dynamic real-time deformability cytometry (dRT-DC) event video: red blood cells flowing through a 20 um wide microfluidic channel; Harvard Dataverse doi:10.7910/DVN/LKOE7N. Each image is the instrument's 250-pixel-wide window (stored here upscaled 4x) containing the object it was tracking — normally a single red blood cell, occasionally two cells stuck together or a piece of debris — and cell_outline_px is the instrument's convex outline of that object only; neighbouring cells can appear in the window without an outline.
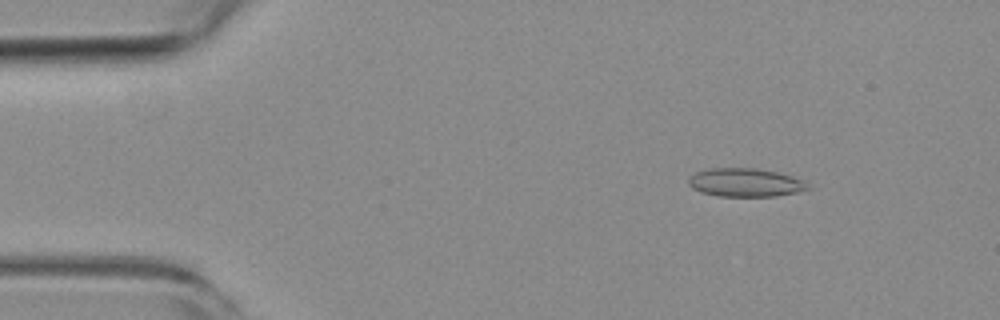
{"species": "common noctule bat (a hibernating species)", "species_latin": "Nyctalus noctula", "temperature_condition": "room temperature", "stored_images_in_passage": 51, "camera_frame_rate_fps": 3000, "um_per_image_px": 0.085, "animal": {"sex": "female", "body_mass_g": 19.3, "forearm_length_mm": 54.1}, "frame": {"image": 1, "passage_image": 5, "time_ms": 1.333, "image_size_px": [1000, 320], "cell_outline_px": [[812, 188], [796, 192], [776, 196], [716, 196], [700, 192], [692, 188], [688, 184], [688, 180], [696, 172], [708, 168], [756, 168], [776, 172], [792, 176], [804, 180]], "centroid_in_image_um": [63.35, 15.52], "position_along_channel_um": 21.6, "area_um2": 19.83}}
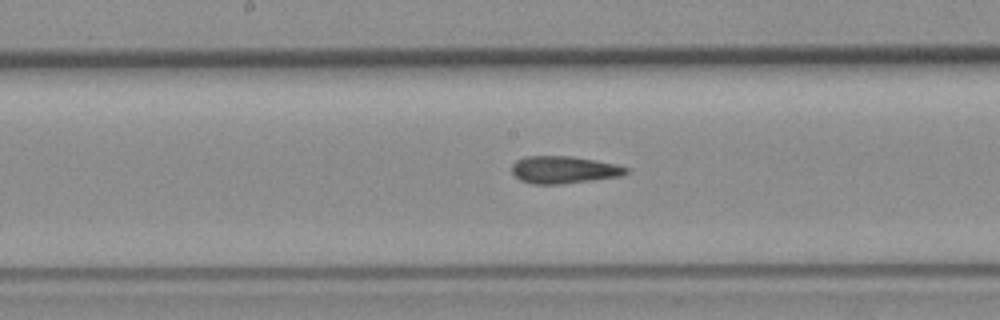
{"frame": {"image": 2, "passage_image": 25, "time_ms": 8.0, "image_size_px": [1000, 320], "cell_outline_px": [[632, 172], [620, 176], [592, 180], [560, 184], [532, 184], [520, 180], [512, 172], [512, 164], [516, 160], [524, 156], [572, 156], [596, 160], [616, 164], [628, 168]], "centroid_in_image_um": [47.94, 14.42], "position_along_channel_um": 200.3, "area_um2": 18.32}}
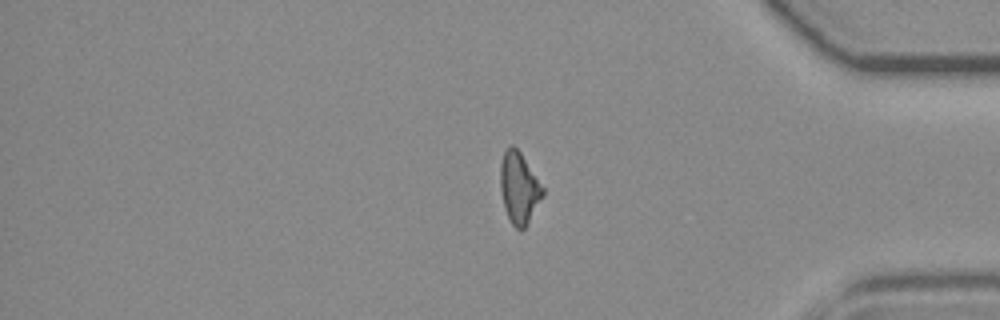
{"frame": {"image": 3, "passage_image": 42, "time_ms": 13.667, "image_size_px": [1000, 320], "cell_outline_px": [[544, 196], [524, 228], [516, 228], [512, 224], [504, 208], [500, 188], [500, 164], [504, 152], [512, 144], [520, 152], [544, 188]], "centroid_in_image_um": [44.12, 15.96], "position_along_channel_um": 391.1, "area_um2": 17.4}, "authors_computed_cell_mechanics": {"area_um2": 18.3804, "velocity_mm_per_s": 3.8325, "shape_relaxation_time_tau1_ms": null, "shape_relaxation_time_tau2_ms": 3.0785, "deformation_change_tau1": null, "deformation_change_tau2": 0.1287}}